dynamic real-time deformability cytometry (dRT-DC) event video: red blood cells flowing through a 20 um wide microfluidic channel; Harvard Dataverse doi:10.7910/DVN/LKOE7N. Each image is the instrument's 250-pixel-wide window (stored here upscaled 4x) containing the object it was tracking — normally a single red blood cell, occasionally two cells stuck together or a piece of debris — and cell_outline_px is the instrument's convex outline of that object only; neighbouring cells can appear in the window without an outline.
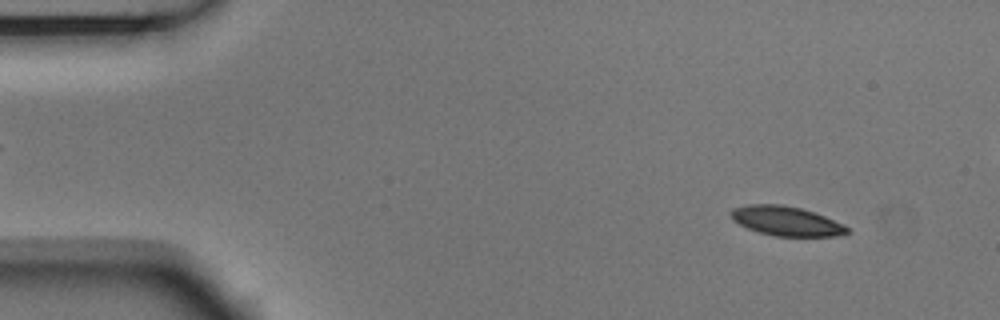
{"species": "Egyptian fruit bat (a non-hibernating species)", "species_latin": "Rousettus aegyptiacus", "temperature_condition": "room temperature", "stored_images_in_passage": 50, "camera_frame_rate_fps": 3000, "um_per_image_px": 0.085, "animal": {"sex": "male"}, "frame": {"image": 1, "passage_image": 1, "time_ms": 0.0, "image_size_px": [1000, 320], "cell_outline_px": [[848, 232], [836, 236], [772, 236], [748, 228], [732, 220], [728, 212], [732, 208], [748, 204], [780, 204], [800, 208], [824, 216], [844, 224], [848, 228]], "centroid_in_image_um": [66.78, 18.78], "position_along_channel_um": 18.2, "area_um2": 19.88}}
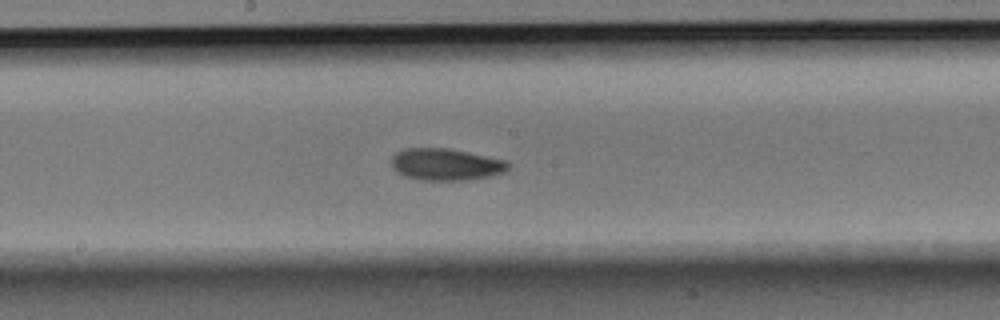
{"frame": {"image": 2, "passage_image": 24, "time_ms": 7.667, "image_size_px": [1000, 320], "cell_outline_px": [[512, 164], [504, 172], [492, 176], [464, 180], [420, 180], [404, 176], [396, 172], [392, 168], [392, 156], [396, 152], [404, 148], [448, 148], [468, 152], [504, 160]], "centroid_in_image_um": [37.87, 13.98], "position_along_channel_um": 210.3, "area_um2": 21.79}}
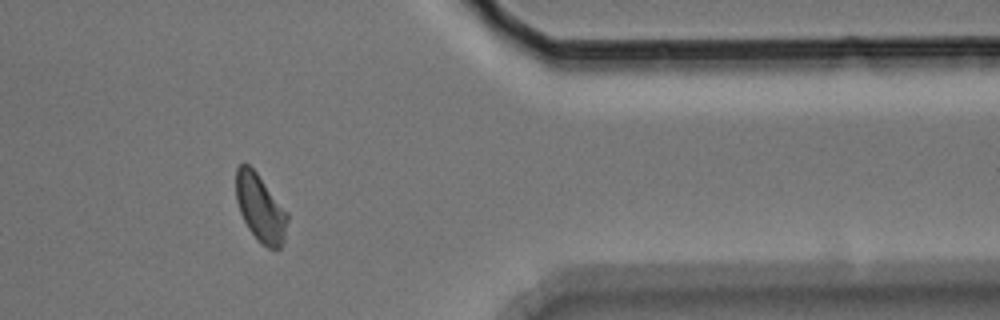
{"frame": {"image": 3, "passage_image": 40, "time_ms": 13.0, "image_size_px": [1000, 320], "cell_outline_px": [[288, 220], [284, 240], [280, 248], [268, 248], [260, 244], [248, 228], [240, 212], [236, 200], [236, 168], [240, 164], [248, 164], [256, 172], [288, 212]], "centroid_in_image_um": [22.13, 17.7], "position_along_channel_um": 389.3, "area_um2": 20.17}, "authors_computed_cell_mechanics": {"area_um2": 20.808, "velocity_mm_per_s": 3.7199, "shape_relaxation_time_tau1_ms": 3.3156, "shape_relaxation_time_tau2_ms": 9.7212, "deformation_change_tau1": 0.1101, "deformation_change_tau2": 0.1301}}